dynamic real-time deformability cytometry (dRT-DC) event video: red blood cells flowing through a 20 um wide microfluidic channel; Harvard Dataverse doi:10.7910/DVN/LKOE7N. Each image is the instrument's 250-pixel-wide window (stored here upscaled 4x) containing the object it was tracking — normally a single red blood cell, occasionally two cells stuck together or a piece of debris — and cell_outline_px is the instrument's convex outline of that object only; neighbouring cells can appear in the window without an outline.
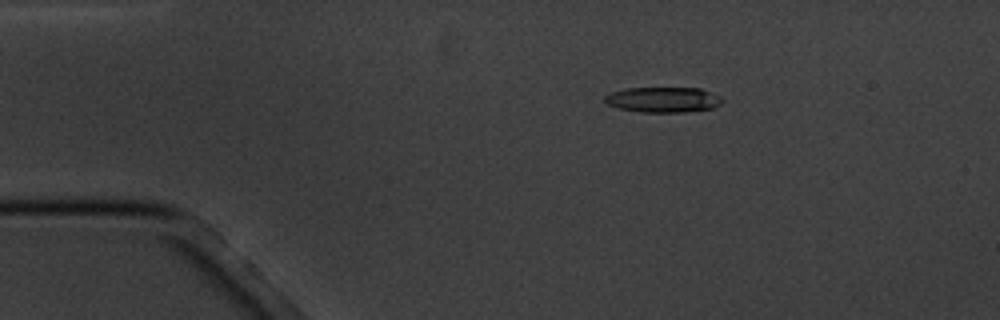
{"species": "common noctule bat (a hibernating species)", "species_latin": "Nyctalus noctula", "temperature_condition": "cold", "stored_images_in_passage": 3, "camera_frame_rate_fps": 3000, "um_per_image_px": 0.085, "animal": {"sex": "male", "body_mass_g": 20.1, "forearm_length_mm": 53.5}, "frame": {"image": 1, "passage_image": 1, "time_ms": 0.0, "image_size_px": [1000, 320], "cell_outline_px": [[724, 100], [720, 104], [712, 108], [684, 112], [640, 112], [620, 108], [608, 104], [604, 100], [604, 96], [612, 92], [624, 88], [700, 88], [720, 96]], "centroid_in_image_um": [56.37, 8.47], "position_along_channel_um": 28.6, "area_um2": 17.28}}